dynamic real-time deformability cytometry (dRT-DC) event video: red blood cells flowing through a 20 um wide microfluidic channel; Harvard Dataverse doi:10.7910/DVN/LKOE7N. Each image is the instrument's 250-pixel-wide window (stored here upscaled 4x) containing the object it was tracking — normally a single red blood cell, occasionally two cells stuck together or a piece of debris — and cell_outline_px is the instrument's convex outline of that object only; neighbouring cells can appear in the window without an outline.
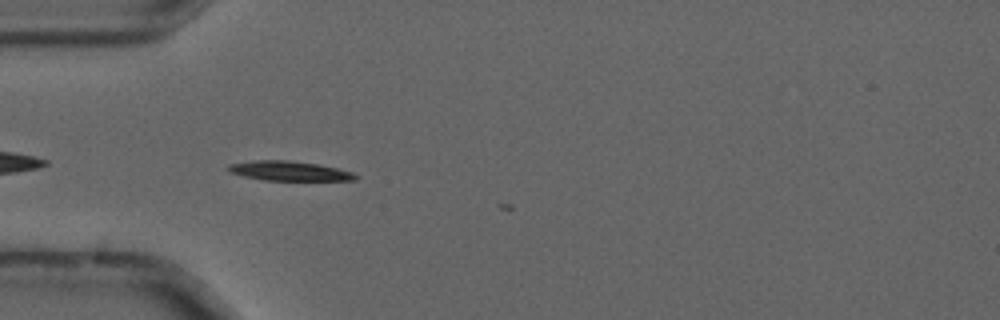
{"species": "common noctule bat (a hibernating species)", "species_latin": "Nyctalus noctula", "temperature_condition": "cold", "stored_images_in_passage": 5, "camera_frame_rate_fps": 3000, "um_per_image_px": 0.085, "animal": {"sex": "male", "forearm_length_mm": 52.5}, "frame": {"image": 1, "passage_image": 2, "time_ms": 0.333, "image_size_px": [1000, 320], "cell_outline_px": [[356, 180], [264, 180], [244, 176], [228, 172], [224, 168], [228, 164], [256, 160], [288, 160], [316, 164], [336, 168], [352, 172], [356, 176]], "centroid_in_image_um": [24.49, 14.52], "position_along_channel_um": 60.5, "area_um2": 14.39}}